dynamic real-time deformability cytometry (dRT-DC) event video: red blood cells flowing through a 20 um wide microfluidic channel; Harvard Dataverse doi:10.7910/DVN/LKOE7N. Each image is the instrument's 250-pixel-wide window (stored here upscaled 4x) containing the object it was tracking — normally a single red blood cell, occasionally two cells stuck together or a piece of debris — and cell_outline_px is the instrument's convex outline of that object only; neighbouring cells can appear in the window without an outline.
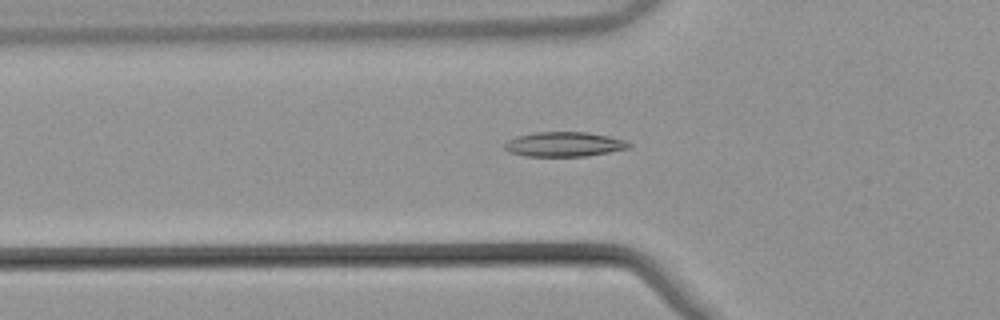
{"species": "common noctule bat (a hibernating species)", "species_latin": "Nyctalus noctula", "temperature_condition": "warm", "stored_images_in_passage": 49, "camera_frame_rate_fps": 3000, "um_per_image_px": 0.085, "animal": {"sex": "male", "body_mass_g": 21.5, "forearm_length_mm": 52.0}, "frame": {"image": 1, "passage_image": 18, "time_ms": 5.667, "image_size_px": [1000, 320], "cell_outline_px": [[632, 144], [628, 148], [608, 152], [584, 156], [524, 156], [508, 152], [504, 148], [504, 144], [508, 140], [516, 136], [536, 132], [588, 132], [608, 136], [624, 140]], "centroid_in_image_um": [47.91, 12.26], "position_along_channel_um": 77.9, "area_um2": 17.8}}
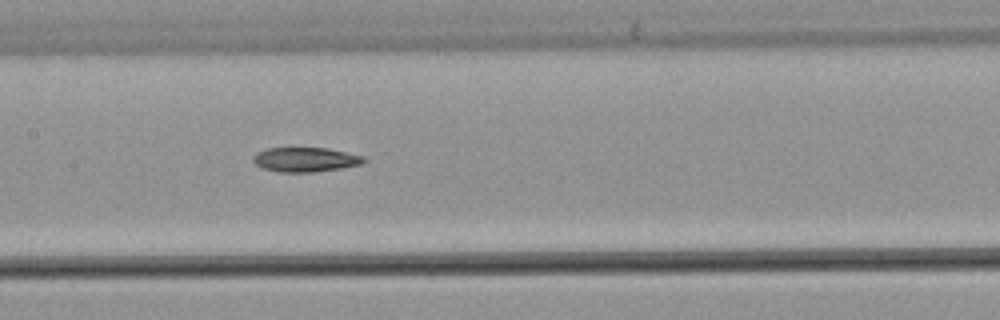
{"frame": {"image": 2, "passage_image": 26, "time_ms": 8.333, "image_size_px": [1000, 320], "cell_outline_px": [[368, 160], [360, 164], [340, 168], [312, 172], [280, 172], [264, 168], [256, 164], [252, 160], [252, 156], [256, 152], [268, 148], [328, 148], [364, 156]], "centroid_in_image_um": [25.95, 13.55], "position_along_channel_um": 181.4, "area_um2": 15.72}}
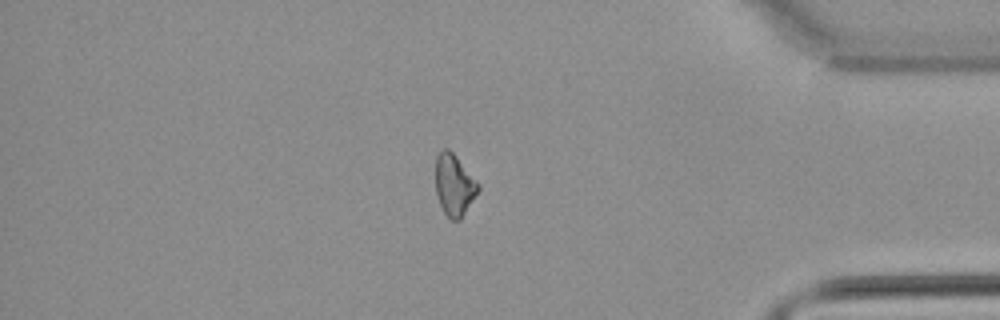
{"frame": {"image": 3, "passage_image": 45, "time_ms": 14.667, "image_size_px": [1000, 320], "cell_outline_px": [[480, 188], [460, 220], [452, 220], [444, 212], [440, 204], [436, 192], [436, 156], [444, 148], [448, 148], [456, 156], [480, 184]], "centroid_in_image_um": [38.61, 15.71], "position_along_channel_um": 396.6, "area_um2": 15.09}}